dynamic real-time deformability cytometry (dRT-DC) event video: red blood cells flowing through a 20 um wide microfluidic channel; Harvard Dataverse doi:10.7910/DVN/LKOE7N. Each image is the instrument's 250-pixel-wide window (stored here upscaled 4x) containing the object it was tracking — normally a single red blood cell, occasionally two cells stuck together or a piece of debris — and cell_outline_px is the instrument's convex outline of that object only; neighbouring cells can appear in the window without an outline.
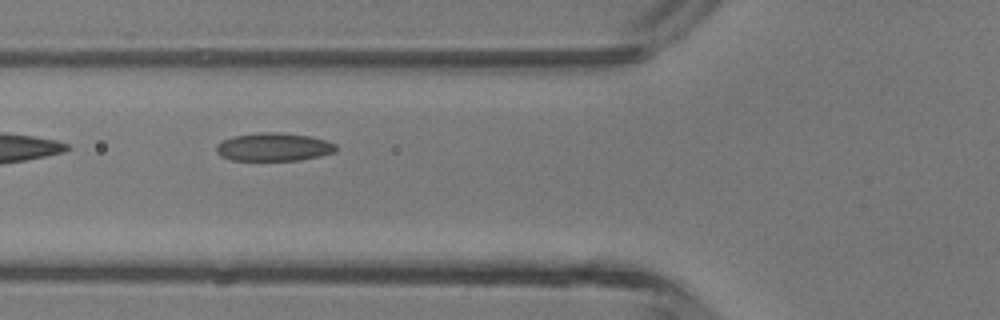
{"species": "common noctule bat (a hibernating species)", "species_latin": "Nyctalus noctula", "temperature_condition": "room temperature", "stored_images_in_passage": 4, "camera_frame_rate_fps": 3000, "um_per_image_px": 0.085, "animal": {"sex": "male", "body_mass_g": 13.3}, "frame": {"image": 1, "passage_image": 3, "time_ms": 2.667, "image_size_px": [1000, 320], "cell_outline_px": [[336, 152], [320, 156], [300, 160], [232, 160], [220, 156], [216, 152], [216, 144], [232, 136], [260, 132], [280, 132], [308, 136], [324, 140], [336, 144]], "centroid_in_image_um": [23.25, 12.49], "position_along_channel_um": 102.6, "area_um2": 19.65}}
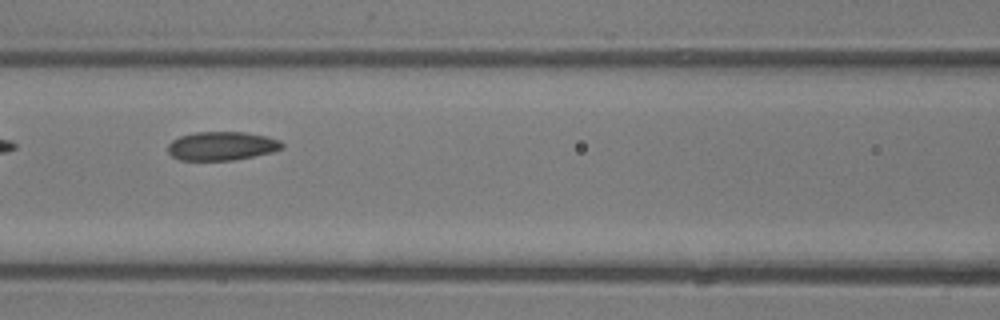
{"frame": {"image": 2, "passage_image": 4, "time_ms": 3.667, "image_size_px": [1000, 320], "cell_outline_px": [[284, 148], [272, 152], [232, 160], [180, 160], [172, 156], [168, 152], [168, 144], [172, 140], [180, 136], [196, 132], [244, 132], [268, 136], [280, 140], [284, 144]], "centroid_in_image_um": [18.86, 12.4], "position_along_channel_um": 147.7, "area_um2": 19.13}}